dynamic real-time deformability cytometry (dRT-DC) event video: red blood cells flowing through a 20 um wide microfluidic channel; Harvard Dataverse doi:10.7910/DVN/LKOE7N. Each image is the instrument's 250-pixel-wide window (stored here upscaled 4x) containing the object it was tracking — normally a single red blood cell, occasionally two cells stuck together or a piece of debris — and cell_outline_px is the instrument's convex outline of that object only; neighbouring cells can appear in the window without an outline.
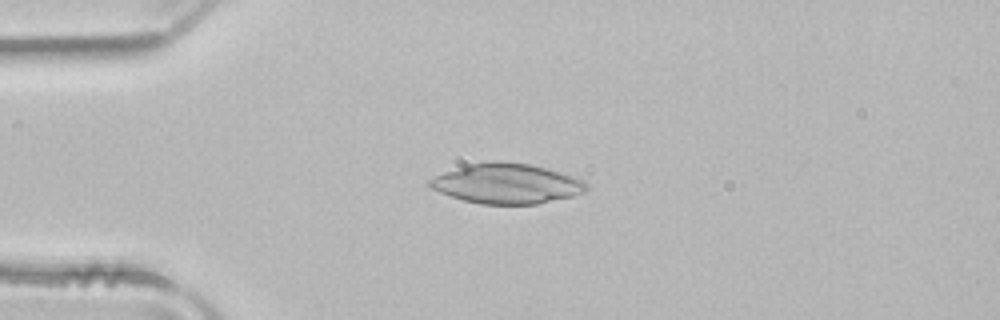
{"species": "common noctule bat (a hibernating species)", "species_latin": "Nyctalus noctula", "temperature_condition": "room temperature", "stored_images_in_passage": 40, "camera_frame_rate_fps": 3000, "um_per_image_px": 0.085, "animal": {"sex": "male", "body_mass_g": 21.5, "forearm_length_mm": 52.0}, "frame": {"image": 1, "passage_image": 2, "time_ms": 0.333, "image_size_px": [1000, 320], "cell_outline_px": [[588, 188], [584, 192], [572, 196], [536, 204], [480, 204], [464, 200], [440, 192], [432, 188], [428, 184], [428, 180], [444, 172], [468, 164], [528, 164], [576, 176], [584, 180], [588, 184]], "centroid_in_image_um": [43.12, 15.65], "position_along_channel_um": 41.9, "area_um2": 35.49}}
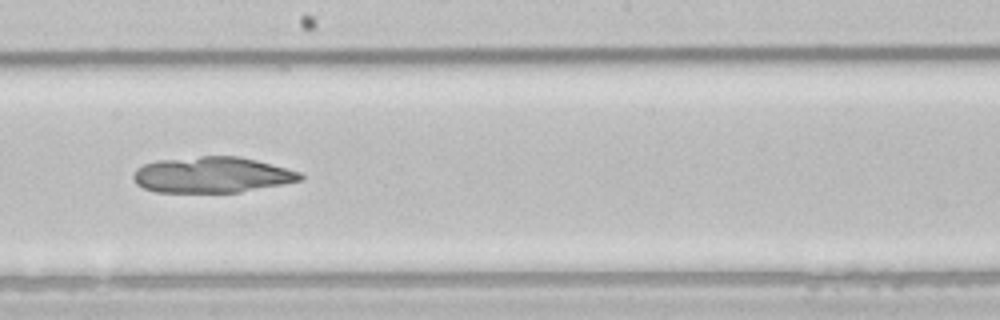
{"frame": {"image": 2, "passage_image": 18, "time_ms": 5.667, "image_size_px": [1000, 320], "cell_outline_px": [[304, 180], [240, 192], [156, 192], [144, 188], [136, 184], [132, 176], [136, 168], [144, 164], [156, 160], [200, 156], [240, 156], [256, 160], [300, 172], [304, 176]], "centroid_in_image_um": [18.0, 14.86], "position_along_channel_um": 230.2, "area_um2": 34.97}}
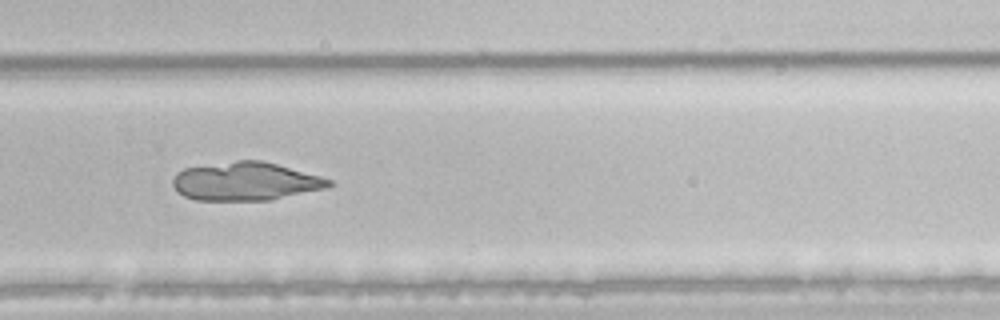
{"frame": {"image": 3, "passage_image": 24, "time_ms": 7.667, "image_size_px": [1000, 320], "cell_outline_px": [[332, 184], [324, 188], [272, 200], [196, 200], [184, 196], [172, 184], [172, 180], [176, 172], [184, 168], [236, 160], [260, 160], [276, 164], [320, 176], [332, 180]], "centroid_in_image_um": [20.84, 15.41], "position_along_channel_um": 309.0, "area_um2": 34.62}}